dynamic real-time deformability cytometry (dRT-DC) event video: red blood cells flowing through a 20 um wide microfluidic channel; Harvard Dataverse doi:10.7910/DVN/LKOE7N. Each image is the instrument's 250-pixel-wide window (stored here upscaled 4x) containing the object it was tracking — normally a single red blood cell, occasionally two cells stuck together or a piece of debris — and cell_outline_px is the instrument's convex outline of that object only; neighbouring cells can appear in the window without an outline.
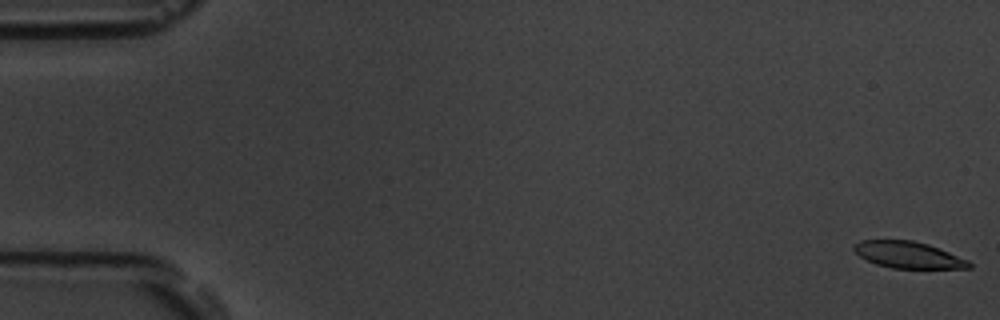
{"species": "common noctule bat (a hibernating species)", "species_latin": "Nyctalus noctula", "temperature_condition": "room temperature", "stored_images_in_passage": 55, "camera_frame_rate_fps": 3000, "um_per_image_px": 0.085, "animal": {"sex": "male", "body_mass_g": 19.5, "forearm_length_mm": 54.6}, "frame": {"image": 1, "passage_image": 1, "time_ms": 0.0, "image_size_px": [1000, 320], "cell_outline_px": [[972, 268], [892, 268], [876, 264], [860, 256], [852, 248], [860, 240], [912, 240], [928, 244], [940, 248], [968, 260], [972, 264]], "centroid_in_image_um": [77.23, 21.66], "position_along_channel_um": 7.8, "area_um2": 17.74}}
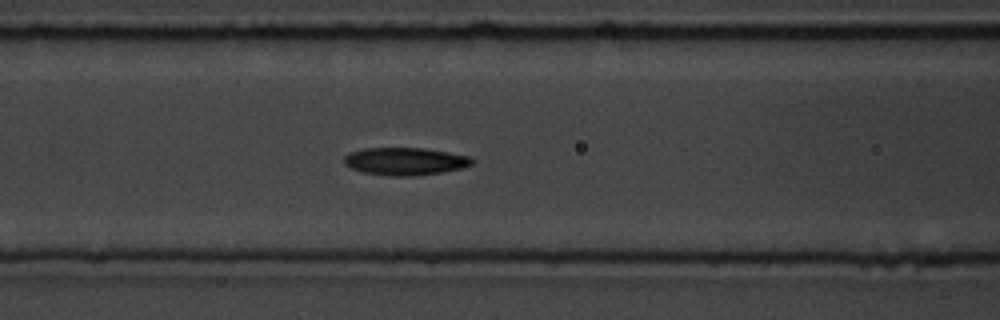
{"frame": {"image": 2, "passage_image": 23, "time_ms": 7.333, "image_size_px": [1000, 320], "cell_outline_px": [[476, 160], [472, 164], [460, 168], [440, 172], [412, 176], [392, 176], [360, 172], [344, 164], [344, 156], [348, 152], [364, 148], [424, 148], [448, 152], [468, 156]], "centroid_in_image_um": [34.39, 13.7], "position_along_channel_um": 132.2, "area_um2": 20.58}}
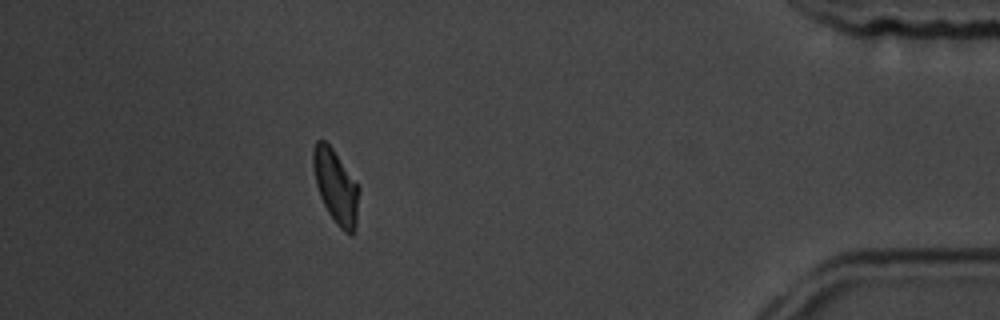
{"frame": {"image": 3, "passage_image": 49, "time_ms": 16.0, "image_size_px": [1000, 320], "cell_outline_px": [[360, 188], [356, 228], [352, 232], [344, 232], [336, 224], [328, 212], [320, 196], [316, 184], [312, 164], [312, 152], [316, 140], [324, 140], [332, 148]], "centroid_in_image_um": [28.54, 15.85], "position_along_channel_um": 406.7, "area_um2": 19.54}, "authors_computed_cell_mechanics": {"area_um2": 19.941, "velocity_mm_per_s": 3.7551, "shape_relaxation_time_tau1_ms": 3.7362, "shape_relaxation_time_tau2_ms": 3.3913, "deformation_change_tau1": 0.1157, "deformation_change_tau2": 0.1008}}